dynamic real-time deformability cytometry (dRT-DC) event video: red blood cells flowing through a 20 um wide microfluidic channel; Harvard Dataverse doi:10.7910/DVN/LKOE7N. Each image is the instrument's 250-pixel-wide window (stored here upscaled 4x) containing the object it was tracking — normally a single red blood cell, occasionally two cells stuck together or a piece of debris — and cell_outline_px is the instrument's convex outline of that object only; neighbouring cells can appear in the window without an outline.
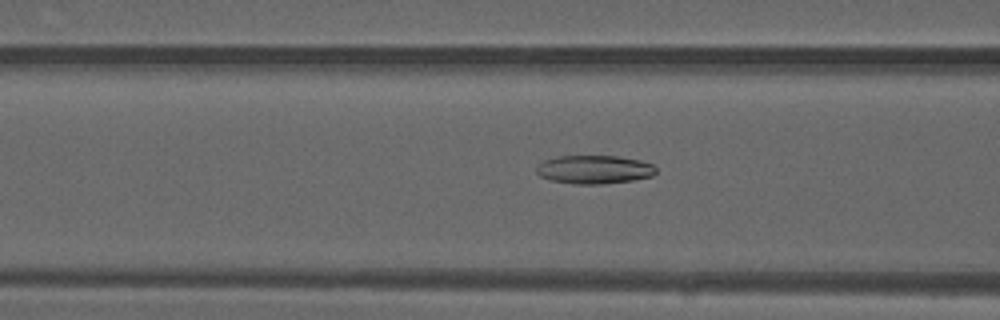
{"species": "common noctule bat (a hibernating species)", "species_latin": "Nyctalus noctula", "temperature_condition": "warm", "stored_images_in_passage": 50, "camera_frame_rate_fps": 3000, "um_per_image_px": 0.085, "animal": {"sex": "male", "forearm_length_mm": 52.5}, "frame": {"image": 1, "passage_image": 20, "time_ms": 6.333, "image_size_px": [1000, 320], "cell_outline_px": [[656, 172], [652, 176], [632, 180], [600, 184], [576, 184], [548, 180], [540, 176], [536, 172], [536, 168], [544, 160], [556, 156], [620, 156], [640, 160], [652, 164], [656, 168]], "centroid_in_image_um": [50.5, 14.4], "position_along_channel_um": 116.1, "area_um2": 19.88}}
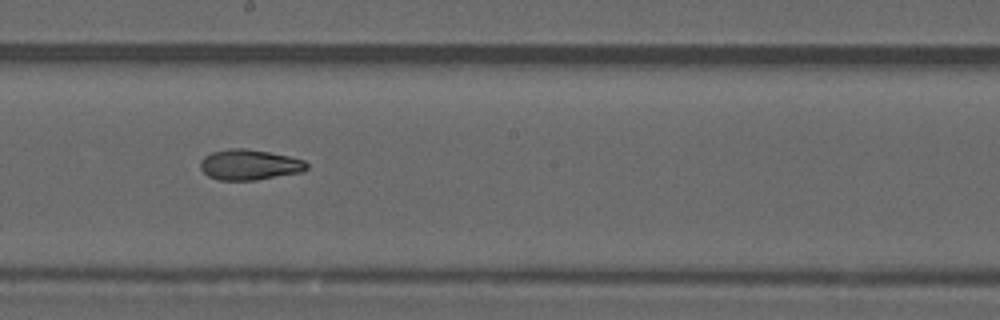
{"frame": {"image": 2, "passage_image": 28, "time_ms": 9.0, "image_size_px": [1000, 320], "cell_outline_px": [[308, 168], [300, 172], [256, 180], [220, 180], [208, 176], [200, 168], [200, 160], [204, 156], [212, 152], [232, 148], [244, 148], [268, 152], [288, 156], [304, 160], [308, 164]], "centroid_in_image_um": [21.18, 14.0], "position_along_channel_um": 227.0, "area_um2": 18.79}}
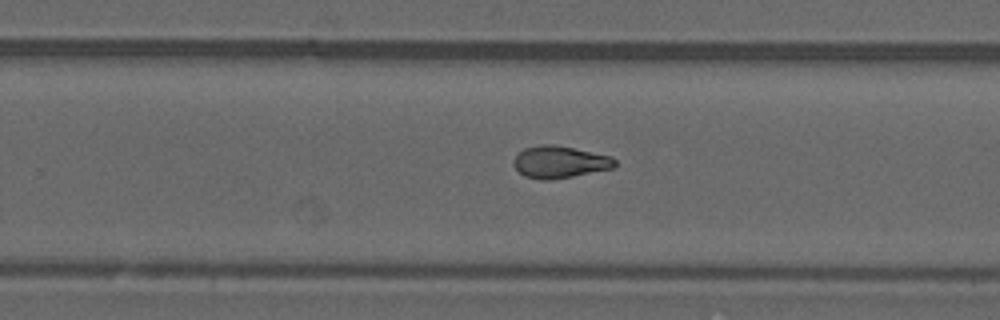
{"frame": {"image": 3, "passage_image": 32, "time_ms": 10.333, "image_size_px": [1000, 320], "cell_outline_px": [[616, 164], [612, 168], [572, 176], [548, 180], [540, 180], [524, 176], [512, 164], [512, 160], [524, 148], [540, 144], [552, 144], [612, 156], [616, 160]], "centroid_in_image_um": [47.54, 13.77], "position_along_channel_um": 282.3, "area_um2": 18.79}, "authors_computed_cell_mechanics": {"area_um2": 19.2185, "velocity_mm_per_s": 4.1564, "shape_relaxation_time_tau1_ms": null, "shape_relaxation_time_tau2_ms": 3.0568, "deformation_change_tau1": null, "deformation_change_tau2": 0.0987}}